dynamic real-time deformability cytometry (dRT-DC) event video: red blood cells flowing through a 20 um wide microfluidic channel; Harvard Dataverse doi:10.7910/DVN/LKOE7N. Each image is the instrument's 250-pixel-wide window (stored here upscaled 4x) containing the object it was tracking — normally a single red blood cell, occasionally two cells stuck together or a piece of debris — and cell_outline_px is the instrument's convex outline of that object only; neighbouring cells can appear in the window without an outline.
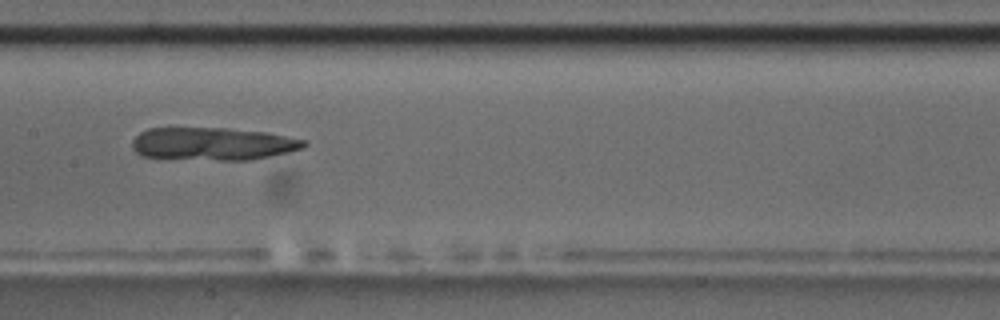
{"species": "common noctule bat (a hibernating species)", "species_latin": "Nyctalus noctula", "temperature_condition": "room temperature", "stored_images_in_passage": 4, "camera_frame_rate_fps": 3000, "um_per_image_px": 0.085, "animal": {"sex": "male", "body_mass_g": 17.5, "forearm_length_mm": 52.3}, "frame": {"image": 1, "passage_image": 4, "time_ms": 3.333, "image_size_px": [1000, 320], "cell_outline_px": [[308, 144], [304, 148], [288, 152], [252, 160], [220, 160], [140, 156], [132, 148], [132, 140], [140, 132], [148, 128], [228, 128], [268, 132], [304, 140]], "centroid_in_image_um": [18.1, 12.22], "position_along_channel_um": 189.3, "area_um2": 32.83}}